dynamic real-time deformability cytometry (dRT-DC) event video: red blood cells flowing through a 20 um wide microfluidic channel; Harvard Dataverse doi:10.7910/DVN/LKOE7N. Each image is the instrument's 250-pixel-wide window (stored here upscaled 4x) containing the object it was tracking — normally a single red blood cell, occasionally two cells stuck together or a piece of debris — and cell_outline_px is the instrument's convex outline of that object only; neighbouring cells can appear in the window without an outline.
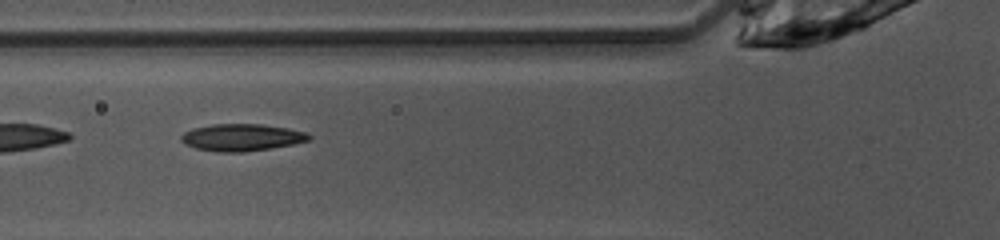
{"species": "common noctule bat (a hibernating species)", "species_latin": "Nyctalus noctula", "temperature_condition": "warm", "stored_images_in_passage": 47, "camera_frame_rate_fps": 3000, "um_per_image_px": 0.085, "animal": {"sex": "female", "body_mass_g": 10.0, "forearm_length_mm": 53.1}, "frame": {"image": 1, "passage_image": 16, "time_ms": 5.0, "image_size_px": [1000, 240], "cell_outline_px": [[312, 140], [292, 144], [244, 152], [220, 152], [196, 148], [184, 144], [180, 140], [180, 136], [184, 132], [192, 128], [212, 124], [260, 124], [288, 128], [304, 132], [312, 136]], "centroid_in_image_um": [20.52, 11.67], "position_along_channel_um": 105.3, "area_um2": 20.11}}
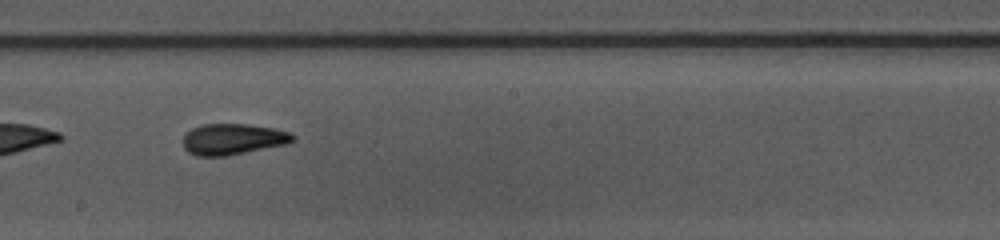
{"frame": {"image": 2, "passage_image": 25, "time_ms": 8.0, "image_size_px": [1000, 240], "cell_outline_px": [[296, 140], [288, 144], [224, 156], [196, 156], [188, 152], [184, 148], [184, 136], [192, 128], [200, 124], [248, 124], [276, 128], [288, 132], [296, 136]], "centroid_in_image_um": [19.83, 11.82], "position_along_channel_um": 228.4, "area_um2": 19.94}}
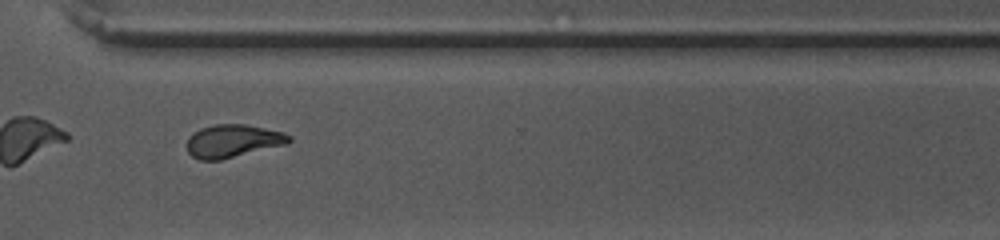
{"frame": {"image": 3, "passage_image": 34, "time_ms": 11.0, "image_size_px": [1000, 240], "cell_outline_px": [[292, 140], [288, 144], [220, 160], [200, 160], [192, 156], [188, 152], [188, 136], [192, 132], [200, 128], [216, 124], [244, 124], [284, 132], [292, 136]], "centroid_in_image_um": [19.81, 11.98], "position_along_channel_um": 350.8, "area_um2": 19.71}, "authors_computed_cell_mechanics": {"area_um2": 19.8254, "velocity_mm_per_s": 4.0883, "shape_relaxation_time_tau1_ms": 6.968, "shape_relaxation_time_tau2_ms": 1.8448, "deformation_change_tau1": 0.1967, "deformation_change_tau2": 0.0879}}